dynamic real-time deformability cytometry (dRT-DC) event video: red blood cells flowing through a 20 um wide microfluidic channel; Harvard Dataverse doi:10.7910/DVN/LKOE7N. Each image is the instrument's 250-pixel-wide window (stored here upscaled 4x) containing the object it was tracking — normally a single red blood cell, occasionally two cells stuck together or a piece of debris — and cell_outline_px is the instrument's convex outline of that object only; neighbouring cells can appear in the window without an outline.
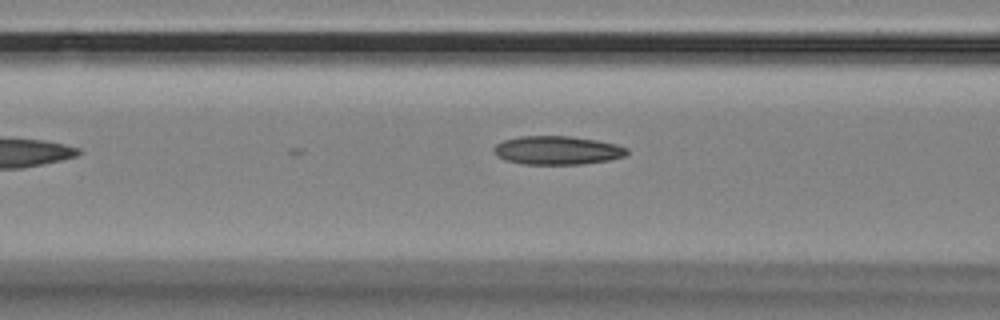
{"species": "Egyptian fruit bat (a non-hibernating species)", "species_latin": "Rousettus aegyptiacus", "temperature_condition": "room temperature", "stored_images_in_passage": 9, "camera_frame_rate_fps": 3000, "um_per_image_px": 0.085, "animal": {"sex": "female"}, "frame": {"image": 1, "passage_image": 6, "time_ms": 1.667, "image_size_px": [1000, 320], "cell_outline_px": [[628, 152], [624, 156], [608, 160], [580, 164], [520, 164], [504, 160], [496, 156], [492, 148], [496, 144], [504, 140], [520, 136], [568, 136], [596, 140], [616, 144], [628, 148]], "centroid_in_image_um": [47.32, 12.78], "position_along_channel_um": 119.3, "area_um2": 22.2}}
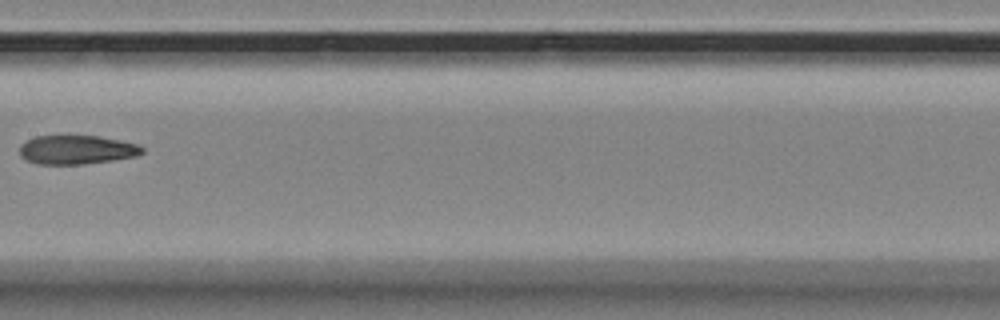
{"frame": {"image": 2, "passage_image": 8, "time_ms": 2.333, "image_size_px": [1000, 320], "cell_outline_px": [[144, 152], [136, 156], [112, 160], [80, 164], [36, 164], [24, 160], [20, 156], [20, 144], [36, 136], [100, 136], [120, 140], [136, 144], [144, 148]], "centroid_in_image_um": [6.49, 12.73], "position_along_channel_um": 200.9, "area_um2": 20.63}}
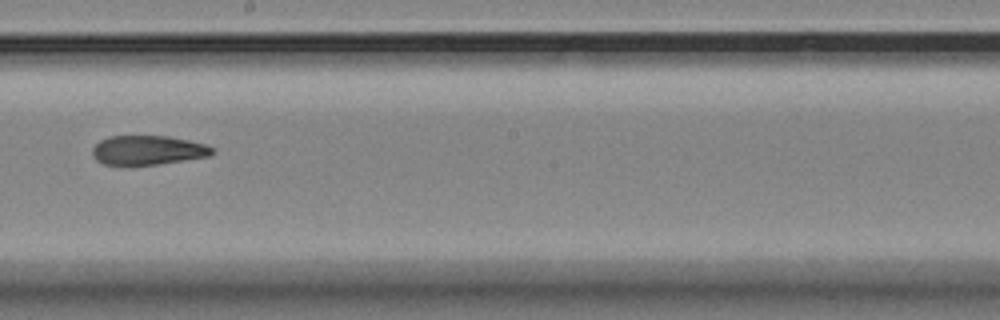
{"frame": {"image": 3, "passage_image": 9, "time_ms": 2.667, "image_size_px": [1000, 320], "cell_outline_px": [[216, 152], [208, 156], [156, 164], [124, 168], [104, 164], [96, 160], [92, 156], [92, 148], [100, 140], [108, 136], [168, 136], [188, 140], [204, 144], [212, 148]], "centroid_in_image_um": [12.47, 12.8], "position_along_channel_um": 235.7, "area_um2": 20.92}}